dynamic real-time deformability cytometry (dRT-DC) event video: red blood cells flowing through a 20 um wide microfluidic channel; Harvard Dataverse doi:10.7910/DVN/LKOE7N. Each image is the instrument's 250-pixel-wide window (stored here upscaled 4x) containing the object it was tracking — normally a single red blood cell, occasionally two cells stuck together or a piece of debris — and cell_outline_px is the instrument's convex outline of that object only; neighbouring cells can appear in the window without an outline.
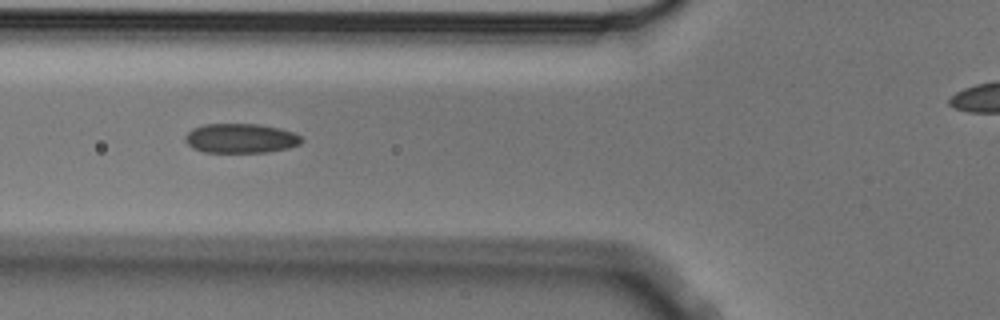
{"species": "Egyptian fruit bat (a non-hibernating species)", "species_latin": "Rousettus aegyptiacus", "temperature_condition": "cold", "stored_images_in_passage": 4, "camera_frame_rate_fps": 3000, "um_per_image_px": 0.085, "animal": {"sex": "male"}, "frame": {"image": 1, "passage_image": 4, "time_ms": 1.0, "image_size_px": [1000, 320], "cell_outline_px": [[304, 140], [300, 144], [288, 148], [268, 152], [204, 152], [192, 148], [184, 140], [184, 136], [192, 128], [204, 124], [260, 124], [280, 128], [292, 132], [300, 136]], "centroid_in_image_um": [20.45, 11.75], "position_along_channel_um": 105.4, "area_um2": 20.11}}